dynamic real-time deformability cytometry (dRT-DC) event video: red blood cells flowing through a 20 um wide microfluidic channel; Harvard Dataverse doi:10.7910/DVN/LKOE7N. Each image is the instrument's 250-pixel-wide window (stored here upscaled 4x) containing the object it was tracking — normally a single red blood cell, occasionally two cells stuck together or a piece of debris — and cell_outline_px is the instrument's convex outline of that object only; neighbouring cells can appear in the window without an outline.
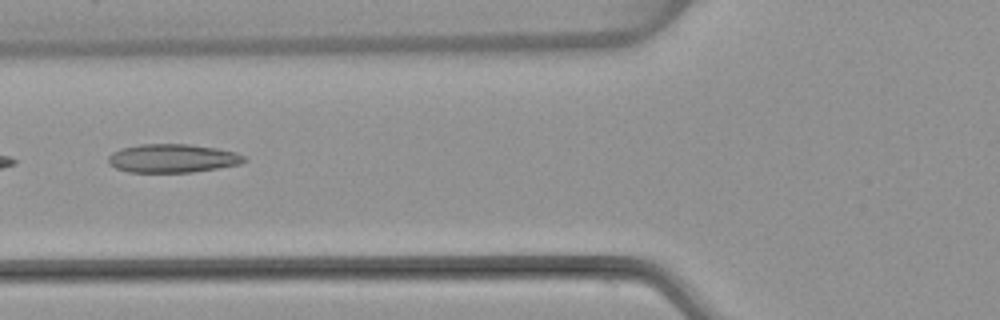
{"species": "common noctule bat (a hibernating species)", "species_latin": "Nyctalus noctula", "temperature_condition": "warm", "stored_images_in_passage": 5, "camera_frame_rate_fps": 3000, "um_per_image_px": 0.085, "animal": {"sex": "female", "body_mass_g": 22.7, "forearm_length_mm": 54.2}, "frame": {"image": 1, "passage_image": 5, "time_ms": 5.0, "image_size_px": [1000, 320], "cell_outline_px": [[248, 160], [240, 164], [192, 172], [128, 172], [116, 168], [108, 164], [108, 156], [112, 152], [120, 148], [140, 144], [188, 144], [216, 148], [236, 152], [248, 156]], "centroid_in_image_um": [14.67, 13.45], "position_along_channel_um": 111.1, "area_um2": 22.77}}